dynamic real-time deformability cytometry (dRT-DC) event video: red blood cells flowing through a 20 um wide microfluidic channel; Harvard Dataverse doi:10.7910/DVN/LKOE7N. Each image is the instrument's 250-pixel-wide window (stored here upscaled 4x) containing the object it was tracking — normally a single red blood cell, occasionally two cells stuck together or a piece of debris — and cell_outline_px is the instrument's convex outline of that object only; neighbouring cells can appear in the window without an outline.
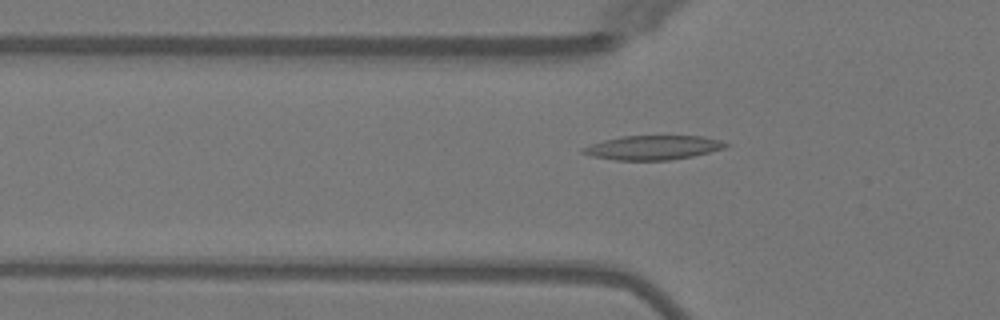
{"species": "Egyptian fruit bat (a non-hibernating species)", "species_latin": "Rousettus aegyptiacus", "temperature_condition": "warm", "stored_images_in_passage": 37, "camera_frame_rate_fps": 3000, "um_per_image_px": 0.085, "animal": {"sex": "female"}, "frame": {"image": 1, "passage_image": 3, "time_ms": 0.667, "image_size_px": [1000, 320], "cell_outline_px": [[728, 144], [724, 148], [692, 156], [668, 160], [616, 160], [592, 156], [580, 152], [580, 148], [604, 140], [620, 136], [700, 136], [720, 140]], "centroid_in_image_um": [55.45, 12.54], "position_along_channel_um": 70.3, "area_um2": 19.94}}
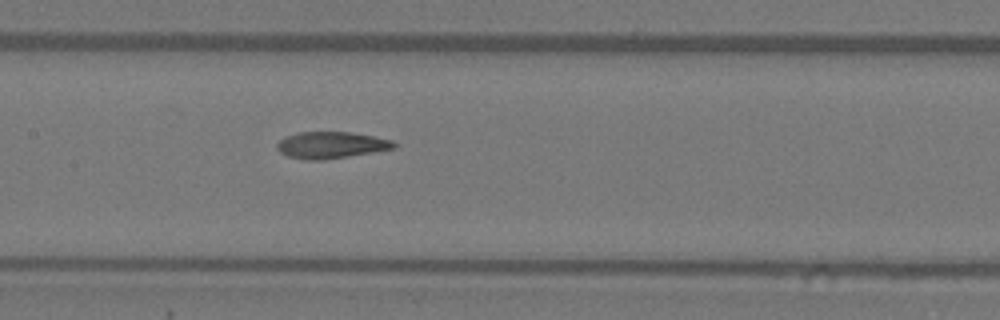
{"frame": {"image": 2, "passage_image": 11, "time_ms": 3.333, "image_size_px": [1000, 320], "cell_outline_px": [[396, 148], [348, 156], [320, 160], [308, 160], [288, 156], [280, 152], [276, 148], [276, 144], [280, 140], [296, 132], [352, 132], [392, 140], [396, 144]], "centroid_in_image_um": [28.13, 12.32], "position_along_channel_um": 179.3, "area_um2": 17.98}}
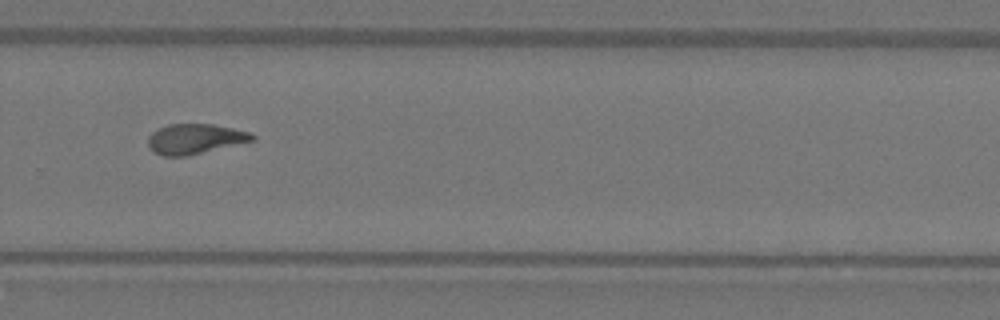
{"frame": {"image": 3, "passage_image": 21, "time_ms": 6.667, "image_size_px": [1000, 320], "cell_outline_px": [[256, 140], [184, 156], [164, 156], [156, 152], [148, 144], [148, 136], [156, 128], [168, 124], [212, 124], [232, 128], [248, 132], [256, 136]], "centroid_in_image_um": [16.56, 11.79], "position_along_channel_um": 313.2, "area_um2": 18.03}, "authors_computed_cell_mechanics": {"area_um2": 18.2648, "velocity_mm_per_s": 4.0435, "shape_relaxation_time_tau1_ms": null, "shape_relaxation_time_tau2_ms": 2.606, "deformation_change_tau1": null, "deformation_change_tau2": 0.1064}}